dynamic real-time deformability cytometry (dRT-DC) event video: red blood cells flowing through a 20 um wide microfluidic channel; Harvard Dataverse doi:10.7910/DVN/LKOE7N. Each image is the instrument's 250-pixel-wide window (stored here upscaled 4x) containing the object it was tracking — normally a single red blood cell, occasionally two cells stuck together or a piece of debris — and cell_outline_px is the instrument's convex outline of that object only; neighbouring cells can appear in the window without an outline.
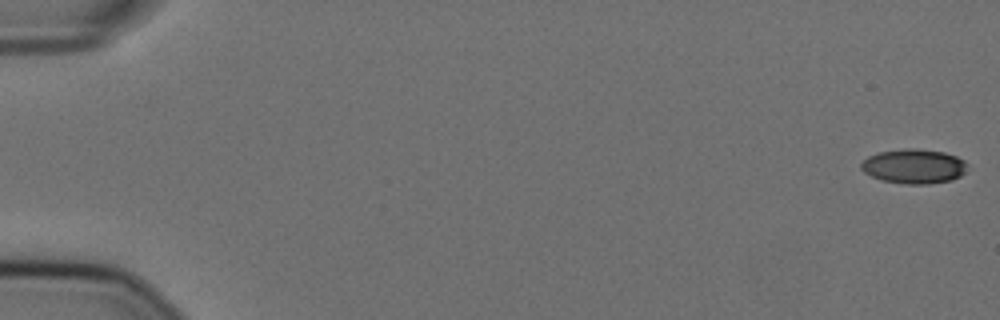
{"species": "Egyptian fruit bat (a non-hibernating species)", "species_latin": "Rousettus aegyptiacus", "temperature_condition": "cold", "stored_images_in_passage": 57, "camera_frame_rate_fps": 3000, "um_per_image_px": 0.085, "animal": {"sex": "female"}, "frame": {"image": 1, "passage_image": 1, "time_ms": 0.0, "image_size_px": [1000, 320], "cell_outline_px": [[968, 164], [964, 172], [960, 176], [952, 180], [928, 184], [908, 184], [880, 180], [864, 172], [860, 168], [860, 164], [868, 156], [880, 152], [904, 148], [916, 148], [944, 152], [956, 156], [964, 160]], "centroid_in_image_um": [77.68, 14.13], "position_along_channel_um": 7.3, "area_um2": 21.44}}
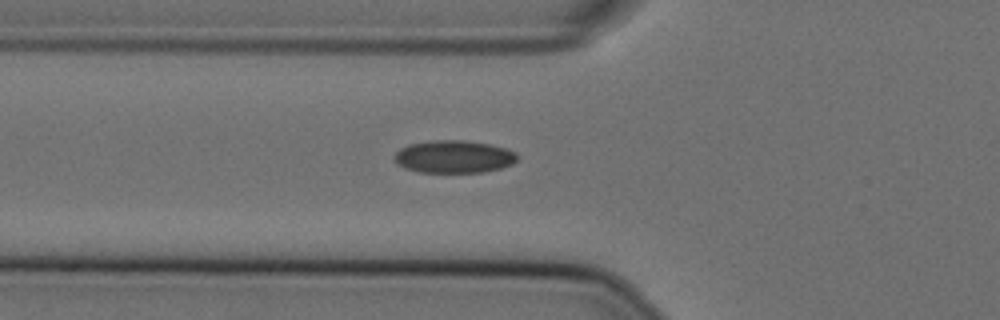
{"frame": {"image": 2, "passage_image": 21, "time_ms": 6.667, "image_size_px": [1000, 320], "cell_outline_px": [[516, 160], [512, 164], [500, 168], [484, 172], [420, 172], [404, 168], [396, 164], [392, 160], [392, 156], [400, 148], [408, 144], [432, 140], [468, 140], [492, 144], [508, 148], [516, 152]], "centroid_in_image_um": [38.54, 13.3], "position_along_channel_um": 87.3, "area_um2": 23.76}}
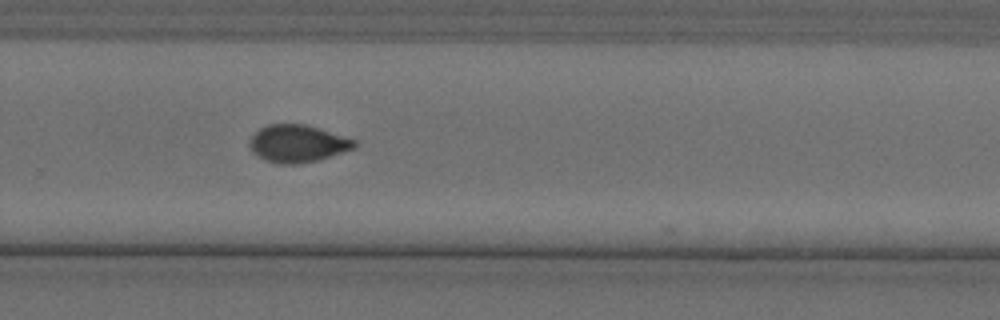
{"frame": {"image": 3, "passage_image": 39, "time_ms": 12.667, "image_size_px": [1000, 320], "cell_outline_px": [[356, 148], [316, 160], [296, 164], [280, 164], [264, 160], [256, 156], [252, 152], [248, 144], [252, 136], [260, 128], [268, 124], [304, 124], [356, 140]], "centroid_in_image_um": [25.25, 12.21], "position_along_channel_um": 304.5, "area_um2": 22.66}, "authors_computed_cell_mechanics": {"area_um2": 22.5998, "velocity_mm_per_s": 3.6094, "shape_relaxation_time_tau1_ms": null, "shape_relaxation_time_tau2_ms": 2.7054, "deformation_change_tau1": null, "deformation_change_tau2": 0.0628}}